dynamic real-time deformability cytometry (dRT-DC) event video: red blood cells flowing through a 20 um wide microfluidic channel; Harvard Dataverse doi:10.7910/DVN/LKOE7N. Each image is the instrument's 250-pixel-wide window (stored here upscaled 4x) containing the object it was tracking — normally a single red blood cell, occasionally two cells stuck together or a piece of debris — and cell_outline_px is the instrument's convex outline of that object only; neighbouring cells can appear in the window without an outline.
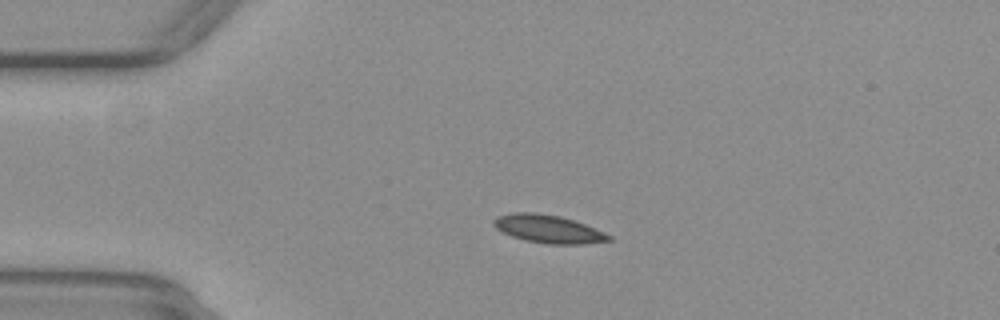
{"species": "common noctule bat (a hibernating species)", "species_latin": "Nyctalus noctula", "temperature_condition": "warm", "stored_images_in_passage": 53, "camera_frame_rate_fps": 3000, "um_per_image_px": 0.085, "animal": {"sex": "female", "body_mass_g": 29.2, "forearm_length_mm": 56.3}, "frame": {"image": 1, "passage_image": 12, "time_ms": 3.667, "image_size_px": [1000, 320], "cell_outline_px": [[612, 240], [584, 244], [548, 244], [528, 240], [512, 236], [500, 232], [492, 224], [492, 220], [496, 216], [516, 212], [536, 212], [560, 216], [584, 224], [604, 232], [612, 236]], "centroid_in_image_um": [46.57, 19.45], "position_along_channel_um": 38.4, "area_um2": 18.79}}
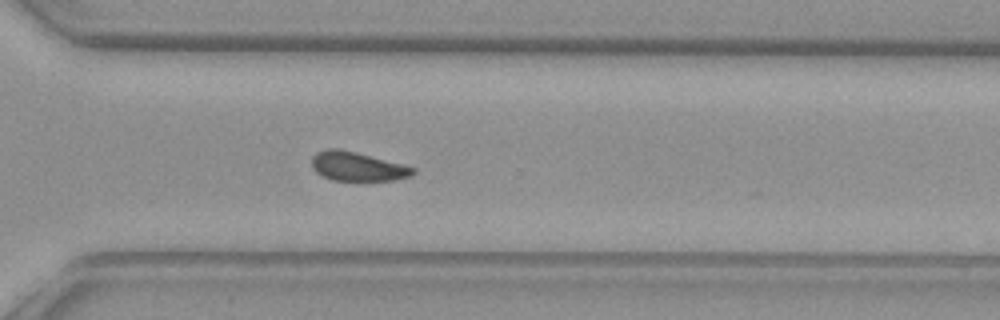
{"frame": {"image": 2, "passage_image": 38, "time_ms": 12.333, "image_size_px": [1000, 320], "cell_outline_px": [[416, 172], [412, 176], [392, 180], [360, 184], [332, 180], [316, 172], [312, 168], [312, 156], [316, 152], [328, 148], [336, 148], [356, 152], [404, 164], [416, 168]], "centroid_in_image_um": [30.41, 14.2], "position_along_channel_um": 340.2, "area_um2": 18.03}}
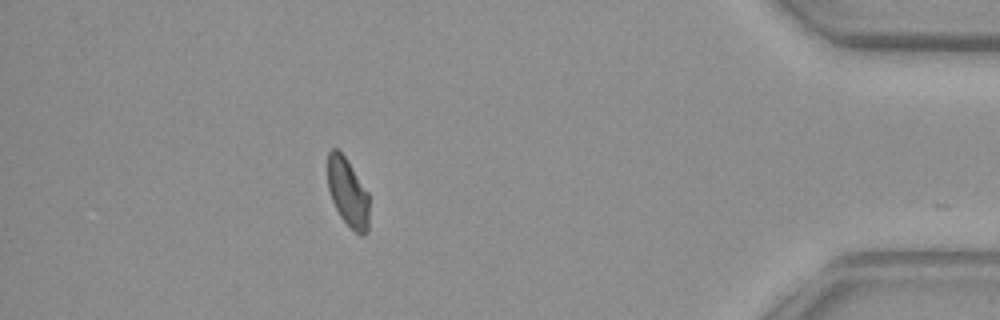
{"frame": {"image": 3, "passage_image": 47, "time_ms": 15.333, "image_size_px": [1000, 320], "cell_outline_px": [[368, 232], [364, 236], [360, 236], [340, 216], [332, 200], [328, 188], [328, 152], [332, 148], [336, 148], [344, 156], [368, 192]], "centroid_in_image_um": [29.56, 16.37], "position_along_channel_um": 405.6, "area_um2": 16.3}, "authors_computed_cell_mechanics": {"area_um2": 17.8024, "velocity_mm_per_s": 3.8878, "shape_relaxation_time_tau1_ms": 6.3054, "shape_relaxation_time_tau2_ms": 1.4086, "deformation_change_tau1": 0.1229, "deformation_change_tau2": 0.0517}}